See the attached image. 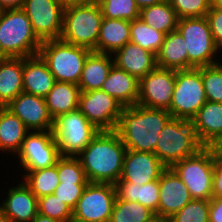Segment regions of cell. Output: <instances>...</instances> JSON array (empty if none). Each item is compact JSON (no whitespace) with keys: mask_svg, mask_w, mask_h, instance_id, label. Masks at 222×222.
<instances>
[{"mask_svg":"<svg viewBox=\"0 0 222 222\" xmlns=\"http://www.w3.org/2000/svg\"><path fill=\"white\" fill-rule=\"evenodd\" d=\"M178 19L204 17L211 9L212 0H167Z\"/></svg>","mask_w":222,"mask_h":222,"instance_id":"cell-40","label":"cell"},{"mask_svg":"<svg viewBox=\"0 0 222 222\" xmlns=\"http://www.w3.org/2000/svg\"><path fill=\"white\" fill-rule=\"evenodd\" d=\"M53 136L61 156L77 157L99 133L79 109L53 120Z\"/></svg>","mask_w":222,"mask_h":222,"instance_id":"cell-9","label":"cell"},{"mask_svg":"<svg viewBox=\"0 0 222 222\" xmlns=\"http://www.w3.org/2000/svg\"><path fill=\"white\" fill-rule=\"evenodd\" d=\"M212 7L222 9V0H212Z\"/></svg>","mask_w":222,"mask_h":222,"instance_id":"cell-49","label":"cell"},{"mask_svg":"<svg viewBox=\"0 0 222 222\" xmlns=\"http://www.w3.org/2000/svg\"><path fill=\"white\" fill-rule=\"evenodd\" d=\"M114 185L119 200L138 202L152 210L158 217L159 179L141 186L130 182H116Z\"/></svg>","mask_w":222,"mask_h":222,"instance_id":"cell-30","label":"cell"},{"mask_svg":"<svg viewBox=\"0 0 222 222\" xmlns=\"http://www.w3.org/2000/svg\"><path fill=\"white\" fill-rule=\"evenodd\" d=\"M38 213L62 222L73 218V210L54 194L38 198Z\"/></svg>","mask_w":222,"mask_h":222,"instance_id":"cell-39","label":"cell"},{"mask_svg":"<svg viewBox=\"0 0 222 222\" xmlns=\"http://www.w3.org/2000/svg\"><path fill=\"white\" fill-rule=\"evenodd\" d=\"M18 182L4 192L0 207L9 222H31L38 214V198L21 180Z\"/></svg>","mask_w":222,"mask_h":222,"instance_id":"cell-19","label":"cell"},{"mask_svg":"<svg viewBox=\"0 0 222 222\" xmlns=\"http://www.w3.org/2000/svg\"><path fill=\"white\" fill-rule=\"evenodd\" d=\"M210 200L192 199L169 222H209Z\"/></svg>","mask_w":222,"mask_h":222,"instance_id":"cell-38","label":"cell"},{"mask_svg":"<svg viewBox=\"0 0 222 222\" xmlns=\"http://www.w3.org/2000/svg\"><path fill=\"white\" fill-rule=\"evenodd\" d=\"M171 118L168 110L136 104L122 109L115 131L127 150L154 153L159 134Z\"/></svg>","mask_w":222,"mask_h":222,"instance_id":"cell-2","label":"cell"},{"mask_svg":"<svg viewBox=\"0 0 222 222\" xmlns=\"http://www.w3.org/2000/svg\"><path fill=\"white\" fill-rule=\"evenodd\" d=\"M215 160L216 147H203L171 167L188 188L192 199L210 200L213 197Z\"/></svg>","mask_w":222,"mask_h":222,"instance_id":"cell-7","label":"cell"},{"mask_svg":"<svg viewBox=\"0 0 222 222\" xmlns=\"http://www.w3.org/2000/svg\"><path fill=\"white\" fill-rule=\"evenodd\" d=\"M101 90L114 97L123 107H130L137 104L139 80L114 64Z\"/></svg>","mask_w":222,"mask_h":222,"instance_id":"cell-23","label":"cell"},{"mask_svg":"<svg viewBox=\"0 0 222 222\" xmlns=\"http://www.w3.org/2000/svg\"><path fill=\"white\" fill-rule=\"evenodd\" d=\"M63 0H25L22 10L41 41L60 39L63 30Z\"/></svg>","mask_w":222,"mask_h":222,"instance_id":"cell-13","label":"cell"},{"mask_svg":"<svg viewBox=\"0 0 222 222\" xmlns=\"http://www.w3.org/2000/svg\"><path fill=\"white\" fill-rule=\"evenodd\" d=\"M57 170L60 183H73L74 185L89 183L77 157L61 156L57 161Z\"/></svg>","mask_w":222,"mask_h":222,"instance_id":"cell-36","label":"cell"},{"mask_svg":"<svg viewBox=\"0 0 222 222\" xmlns=\"http://www.w3.org/2000/svg\"><path fill=\"white\" fill-rule=\"evenodd\" d=\"M157 67L173 70H188V53L185 40L178 30L165 35L156 55Z\"/></svg>","mask_w":222,"mask_h":222,"instance_id":"cell-28","label":"cell"},{"mask_svg":"<svg viewBox=\"0 0 222 222\" xmlns=\"http://www.w3.org/2000/svg\"><path fill=\"white\" fill-rule=\"evenodd\" d=\"M114 65L111 54L92 51L86 58L78 83L81 91L101 90Z\"/></svg>","mask_w":222,"mask_h":222,"instance_id":"cell-27","label":"cell"},{"mask_svg":"<svg viewBox=\"0 0 222 222\" xmlns=\"http://www.w3.org/2000/svg\"><path fill=\"white\" fill-rule=\"evenodd\" d=\"M222 61L201 67V78L207 101L222 103Z\"/></svg>","mask_w":222,"mask_h":222,"instance_id":"cell-37","label":"cell"},{"mask_svg":"<svg viewBox=\"0 0 222 222\" xmlns=\"http://www.w3.org/2000/svg\"><path fill=\"white\" fill-rule=\"evenodd\" d=\"M158 217L169 219L192 200L184 182L167 168L159 177Z\"/></svg>","mask_w":222,"mask_h":222,"instance_id":"cell-18","label":"cell"},{"mask_svg":"<svg viewBox=\"0 0 222 222\" xmlns=\"http://www.w3.org/2000/svg\"><path fill=\"white\" fill-rule=\"evenodd\" d=\"M206 18L210 25L212 37L220 49L222 50V9L211 6V9L207 12Z\"/></svg>","mask_w":222,"mask_h":222,"instance_id":"cell-42","label":"cell"},{"mask_svg":"<svg viewBox=\"0 0 222 222\" xmlns=\"http://www.w3.org/2000/svg\"><path fill=\"white\" fill-rule=\"evenodd\" d=\"M126 151L115 130L99 131L77 158L88 182L115 184L121 178Z\"/></svg>","mask_w":222,"mask_h":222,"instance_id":"cell-1","label":"cell"},{"mask_svg":"<svg viewBox=\"0 0 222 222\" xmlns=\"http://www.w3.org/2000/svg\"><path fill=\"white\" fill-rule=\"evenodd\" d=\"M167 167L158 159L154 153L137 152L127 150L123 171L117 182H130L145 185L158 180Z\"/></svg>","mask_w":222,"mask_h":222,"instance_id":"cell-16","label":"cell"},{"mask_svg":"<svg viewBox=\"0 0 222 222\" xmlns=\"http://www.w3.org/2000/svg\"><path fill=\"white\" fill-rule=\"evenodd\" d=\"M85 187L86 185L60 183L53 194L73 210L77 204V201L82 196Z\"/></svg>","mask_w":222,"mask_h":222,"instance_id":"cell-41","label":"cell"},{"mask_svg":"<svg viewBox=\"0 0 222 222\" xmlns=\"http://www.w3.org/2000/svg\"><path fill=\"white\" fill-rule=\"evenodd\" d=\"M102 15L110 19L133 21L140 18V9L135 0H100Z\"/></svg>","mask_w":222,"mask_h":222,"instance_id":"cell-35","label":"cell"},{"mask_svg":"<svg viewBox=\"0 0 222 222\" xmlns=\"http://www.w3.org/2000/svg\"><path fill=\"white\" fill-rule=\"evenodd\" d=\"M31 222H62V221H59V220H56V219H53V218H50V217H46V216H43L41 214H37Z\"/></svg>","mask_w":222,"mask_h":222,"instance_id":"cell-48","label":"cell"},{"mask_svg":"<svg viewBox=\"0 0 222 222\" xmlns=\"http://www.w3.org/2000/svg\"><path fill=\"white\" fill-rule=\"evenodd\" d=\"M41 44L22 9L0 11V57L38 55Z\"/></svg>","mask_w":222,"mask_h":222,"instance_id":"cell-3","label":"cell"},{"mask_svg":"<svg viewBox=\"0 0 222 222\" xmlns=\"http://www.w3.org/2000/svg\"><path fill=\"white\" fill-rule=\"evenodd\" d=\"M151 222H169V220L164 219V218H160V217H156Z\"/></svg>","mask_w":222,"mask_h":222,"instance_id":"cell-51","label":"cell"},{"mask_svg":"<svg viewBox=\"0 0 222 222\" xmlns=\"http://www.w3.org/2000/svg\"><path fill=\"white\" fill-rule=\"evenodd\" d=\"M114 64L139 81L156 67V55L131 41L113 55Z\"/></svg>","mask_w":222,"mask_h":222,"instance_id":"cell-21","label":"cell"},{"mask_svg":"<svg viewBox=\"0 0 222 222\" xmlns=\"http://www.w3.org/2000/svg\"><path fill=\"white\" fill-rule=\"evenodd\" d=\"M16 156L19 171L45 169L55 165L61 157L52 131H30Z\"/></svg>","mask_w":222,"mask_h":222,"instance_id":"cell-12","label":"cell"},{"mask_svg":"<svg viewBox=\"0 0 222 222\" xmlns=\"http://www.w3.org/2000/svg\"><path fill=\"white\" fill-rule=\"evenodd\" d=\"M23 92L45 98L56 80L41 56L23 58Z\"/></svg>","mask_w":222,"mask_h":222,"instance_id":"cell-22","label":"cell"},{"mask_svg":"<svg viewBox=\"0 0 222 222\" xmlns=\"http://www.w3.org/2000/svg\"><path fill=\"white\" fill-rule=\"evenodd\" d=\"M203 147L191 121L172 117L159 134L154 154L167 168H171Z\"/></svg>","mask_w":222,"mask_h":222,"instance_id":"cell-4","label":"cell"},{"mask_svg":"<svg viewBox=\"0 0 222 222\" xmlns=\"http://www.w3.org/2000/svg\"><path fill=\"white\" fill-rule=\"evenodd\" d=\"M124 107L102 90L81 91L79 107L89 122L99 131H114Z\"/></svg>","mask_w":222,"mask_h":222,"instance_id":"cell-14","label":"cell"},{"mask_svg":"<svg viewBox=\"0 0 222 222\" xmlns=\"http://www.w3.org/2000/svg\"><path fill=\"white\" fill-rule=\"evenodd\" d=\"M103 20L99 4H69L64 9L61 40L94 50Z\"/></svg>","mask_w":222,"mask_h":222,"instance_id":"cell-5","label":"cell"},{"mask_svg":"<svg viewBox=\"0 0 222 222\" xmlns=\"http://www.w3.org/2000/svg\"><path fill=\"white\" fill-rule=\"evenodd\" d=\"M80 93L81 90L77 84L56 81L45 97L51 118L54 120L59 115L78 109Z\"/></svg>","mask_w":222,"mask_h":222,"instance_id":"cell-29","label":"cell"},{"mask_svg":"<svg viewBox=\"0 0 222 222\" xmlns=\"http://www.w3.org/2000/svg\"><path fill=\"white\" fill-rule=\"evenodd\" d=\"M209 222H222V198L212 197L210 199Z\"/></svg>","mask_w":222,"mask_h":222,"instance_id":"cell-44","label":"cell"},{"mask_svg":"<svg viewBox=\"0 0 222 222\" xmlns=\"http://www.w3.org/2000/svg\"><path fill=\"white\" fill-rule=\"evenodd\" d=\"M67 222H81V221H78V220L72 218V219L68 220Z\"/></svg>","mask_w":222,"mask_h":222,"instance_id":"cell-52","label":"cell"},{"mask_svg":"<svg viewBox=\"0 0 222 222\" xmlns=\"http://www.w3.org/2000/svg\"><path fill=\"white\" fill-rule=\"evenodd\" d=\"M164 0H135L137 7L141 10L147 6H152L154 4L160 3Z\"/></svg>","mask_w":222,"mask_h":222,"instance_id":"cell-46","label":"cell"},{"mask_svg":"<svg viewBox=\"0 0 222 222\" xmlns=\"http://www.w3.org/2000/svg\"><path fill=\"white\" fill-rule=\"evenodd\" d=\"M165 34L147 25L141 18L130 22V41L157 55Z\"/></svg>","mask_w":222,"mask_h":222,"instance_id":"cell-33","label":"cell"},{"mask_svg":"<svg viewBox=\"0 0 222 222\" xmlns=\"http://www.w3.org/2000/svg\"><path fill=\"white\" fill-rule=\"evenodd\" d=\"M0 222H9L8 218L4 215L1 207H0Z\"/></svg>","mask_w":222,"mask_h":222,"instance_id":"cell-50","label":"cell"},{"mask_svg":"<svg viewBox=\"0 0 222 222\" xmlns=\"http://www.w3.org/2000/svg\"><path fill=\"white\" fill-rule=\"evenodd\" d=\"M175 88V70L156 67L139 81L137 104L168 110Z\"/></svg>","mask_w":222,"mask_h":222,"instance_id":"cell-15","label":"cell"},{"mask_svg":"<svg viewBox=\"0 0 222 222\" xmlns=\"http://www.w3.org/2000/svg\"><path fill=\"white\" fill-rule=\"evenodd\" d=\"M206 101L201 67L175 70V88L168 109L172 117L191 121Z\"/></svg>","mask_w":222,"mask_h":222,"instance_id":"cell-10","label":"cell"},{"mask_svg":"<svg viewBox=\"0 0 222 222\" xmlns=\"http://www.w3.org/2000/svg\"><path fill=\"white\" fill-rule=\"evenodd\" d=\"M140 18L165 35L177 30L178 17L167 0L140 10Z\"/></svg>","mask_w":222,"mask_h":222,"instance_id":"cell-31","label":"cell"},{"mask_svg":"<svg viewBox=\"0 0 222 222\" xmlns=\"http://www.w3.org/2000/svg\"><path fill=\"white\" fill-rule=\"evenodd\" d=\"M23 173L20 174L21 181L37 198L53 194L60 184L57 163L45 169L23 171Z\"/></svg>","mask_w":222,"mask_h":222,"instance_id":"cell-32","label":"cell"},{"mask_svg":"<svg viewBox=\"0 0 222 222\" xmlns=\"http://www.w3.org/2000/svg\"><path fill=\"white\" fill-rule=\"evenodd\" d=\"M115 200L114 184L89 182L73 209V218L81 222H109Z\"/></svg>","mask_w":222,"mask_h":222,"instance_id":"cell-11","label":"cell"},{"mask_svg":"<svg viewBox=\"0 0 222 222\" xmlns=\"http://www.w3.org/2000/svg\"><path fill=\"white\" fill-rule=\"evenodd\" d=\"M213 197L222 198V149L216 147V160L213 170Z\"/></svg>","mask_w":222,"mask_h":222,"instance_id":"cell-43","label":"cell"},{"mask_svg":"<svg viewBox=\"0 0 222 222\" xmlns=\"http://www.w3.org/2000/svg\"><path fill=\"white\" fill-rule=\"evenodd\" d=\"M191 122L204 147L222 149V103L206 101Z\"/></svg>","mask_w":222,"mask_h":222,"instance_id":"cell-20","label":"cell"},{"mask_svg":"<svg viewBox=\"0 0 222 222\" xmlns=\"http://www.w3.org/2000/svg\"><path fill=\"white\" fill-rule=\"evenodd\" d=\"M30 131H52L53 119L48 113L45 98L20 93L6 106Z\"/></svg>","mask_w":222,"mask_h":222,"instance_id":"cell-17","label":"cell"},{"mask_svg":"<svg viewBox=\"0 0 222 222\" xmlns=\"http://www.w3.org/2000/svg\"><path fill=\"white\" fill-rule=\"evenodd\" d=\"M23 58L0 57V107L23 92Z\"/></svg>","mask_w":222,"mask_h":222,"instance_id":"cell-24","label":"cell"},{"mask_svg":"<svg viewBox=\"0 0 222 222\" xmlns=\"http://www.w3.org/2000/svg\"><path fill=\"white\" fill-rule=\"evenodd\" d=\"M130 42V21L103 17L96 48L98 53L113 55Z\"/></svg>","mask_w":222,"mask_h":222,"instance_id":"cell-26","label":"cell"},{"mask_svg":"<svg viewBox=\"0 0 222 222\" xmlns=\"http://www.w3.org/2000/svg\"><path fill=\"white\" fill-rule=\"evenodd\" d=\"M154 218L155 213L142 204L116 197L109 222H151Z\"/></svg>","mask_w":222,"mask_h":222,"instance_id":"cell-34","label":"cell"},{"mask_svg":"<svg viewBox=\"0 0 222 222\" xmlns=\"http://www.w3.org/2000/svg\"><path fill=\"white\" fill-rule=\"evenodd\" d=\"M92 50L61 39L42 41L39 55L58 82L79 83L84 63Z\"/></svg>","mask_w":222,"mask_h":222,"instance_id":"cell-6","label":"cell"},{"mask_svg":"<svg viewBox=\"0 0 222 222\" xmlns=\"http://www.w3.org/2000/svg\"><path fill=\"white\" fill-rule=\"evenodd\" d=\"M25 0H0V11L22 9Z\"/></svg>","mask_w":222,"mask_h":222,"instance_id":"cell-45","label":"cell"},{"mask_svg":"<svg viewBox=\"0 0 222 222\" xmlns=\"http://www.w3.org/2000/svg\"><path fill=\"white\" fill-rule=\"evenodd\" d=\"M29 132L30 130L11 110L7 107H0L1 154L6 153L9 156L12 154L15 157Z\"/></svg>","mask_w":222,"mask_h":222,"instance_id":"cell-25","label":"cell"},{"mask_svg":"<svg viewBox=\"0 0 222 222\" xmlns=\"http://www.w3.org/2000/svg\"><path fill=\"white\" fill-rule=\"evenodd\" d=\"M177 30L185 40L188 69L220 63L218 59L220 49L212 37L206 16L178 19Z\"/></svg>","mask_w":222,"mask_h":222,"instance_id":"cell-8","label":"cell"},{"mask_svg":"<svg viewBox=\"0 0 222 222\" xmlns=\"http://www.w3.org/2000/svg\"><path fill=\"white\" fill-rule=\"evenodd\" d=\"M66 5L69 4H98L100 0H63Z\"/></svg>","mask_w":222,"mask_h":222,"instance_id":"cell-47","label":"cell"}]
</instances>
